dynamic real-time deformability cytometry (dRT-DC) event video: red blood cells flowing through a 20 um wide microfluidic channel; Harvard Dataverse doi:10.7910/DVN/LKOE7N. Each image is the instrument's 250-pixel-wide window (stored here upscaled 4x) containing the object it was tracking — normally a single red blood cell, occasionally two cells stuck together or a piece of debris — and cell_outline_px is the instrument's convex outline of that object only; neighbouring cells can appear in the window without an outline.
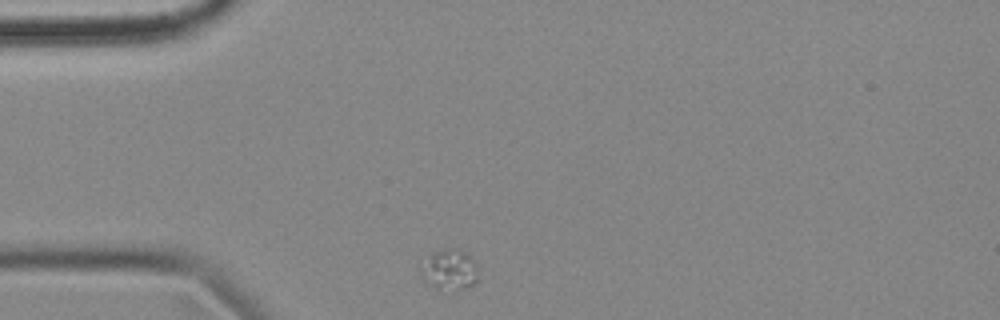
{"species": "common noctule bat (a hibernating species)", "species_latin": "Nyctalus noctula", "temperature_condition": "cold", "stored_images_in_passage": 34, "camera_frame_rate_fps": 3000, "um_per_image_px": 0.085, "animal": {"sex": "female", "body_mass_g": 18.4}, "frame": {"image": 1, "passage_image": 1, "time_ms": 0.0, "image_size_px": [1000, 320], "cell_outline_px": [[480, 280], [472, 284], [436, 288], [424, 280], [420, 276], [420, 268], [436, 252], [448, 248], [460, 248], [476, 260]], "centroid_in_image_um": [38.27, 22.86], "position_along_channel_um": 46.7, "area_um2": 12.95}}